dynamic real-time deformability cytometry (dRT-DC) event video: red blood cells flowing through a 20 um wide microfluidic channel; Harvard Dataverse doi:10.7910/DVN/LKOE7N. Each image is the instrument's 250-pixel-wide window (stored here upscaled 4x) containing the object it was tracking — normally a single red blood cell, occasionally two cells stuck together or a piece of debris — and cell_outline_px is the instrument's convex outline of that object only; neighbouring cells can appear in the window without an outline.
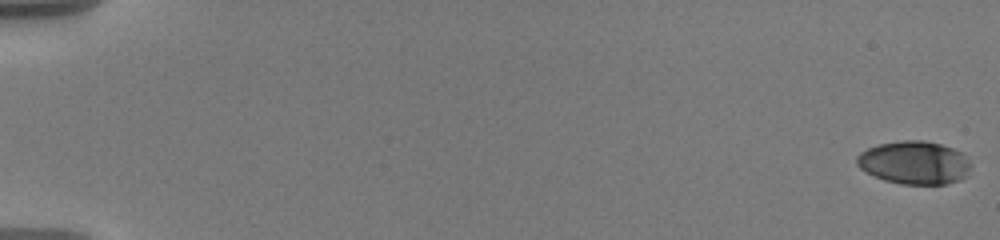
{"species": "human", "species_latin": "Homo sapiens", "temperature_condition": "warm", "stored_images_in_passage": 79, "camera_frame_rate_fps": 3000, "um_per_image_px": 0.085, "donor": {"sex": "male"}, "frame": {"image": 1, "passage_image": 1, "time_ms": 0.0, "image_size_px": [1000, 240], "cell_outline_px": [[968, 168], [964, 176], [948, 184], [900, 184], [884, 180], [860, 168], [856, 164], [856, 156], [860, 152], [868, 148], [880, 144], [904, 140], [924, 140], [940, 144], [964, 152], [968, 160]], "centroid_in_image_um": [77.69, 13.81], "position_along_channel_um": 7.3, "area_um2": 28.38}}
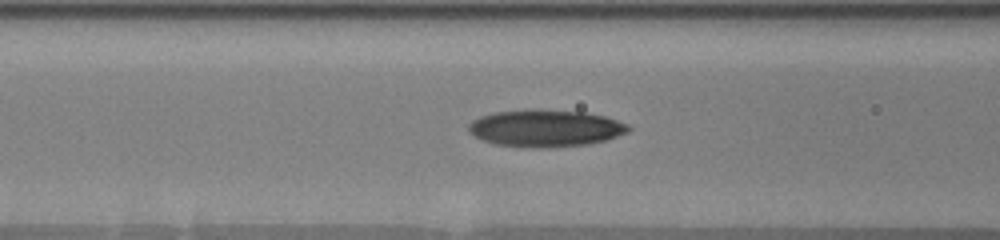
{"frame": {"image": 2, "passage_image": 37, "time_ms": 8.333, "image_size_px": [1000, 240], "cell_outline_px": [[632, 128], [628, 132], [604, 140], [588, 144], [544, 148], [496, 144], [484, 140], [468, 132], [468, 124], [472, 120], [480, 116], [492, 112], [528, 108], [540, 108], [584, 112], [604, 116], [628, 124]], "centroid_in_image_um": [46.34, 10.87], "position_along_channel_um": 120.3, "area_um2": 34.74}}
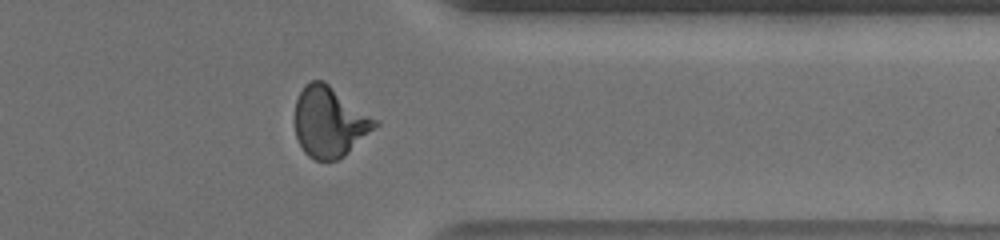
{"frame": {"image": 3, "passage_image": 62, "time_ms": 15.667, "image_size_px": [1000, 240], "cell_outline_px": [[380, 124], [344, 156], [336, 160], [316, 160], [308, 156], [304, 152], [296, 136], [292, 120], [296, 100], [304, 84], [312, 80], [324, 80], [380, 120]], "centroid_in_image_um": [28.01, 10.33], "position_along_channel_um": 383.4, "area_um2": 33.64}, "authors_computed_cell_mechanics": {"area_um2": 31.7322, "velocity_mm_per_s": 3.6392, "shape_relaxation_time_tau1_ms": 4.2188, "shape_relaxation_time_tau2_ms": 1.2815, "deformation_change_tau1": 0.1876, "deformation_change_tau2": 0.0805}}